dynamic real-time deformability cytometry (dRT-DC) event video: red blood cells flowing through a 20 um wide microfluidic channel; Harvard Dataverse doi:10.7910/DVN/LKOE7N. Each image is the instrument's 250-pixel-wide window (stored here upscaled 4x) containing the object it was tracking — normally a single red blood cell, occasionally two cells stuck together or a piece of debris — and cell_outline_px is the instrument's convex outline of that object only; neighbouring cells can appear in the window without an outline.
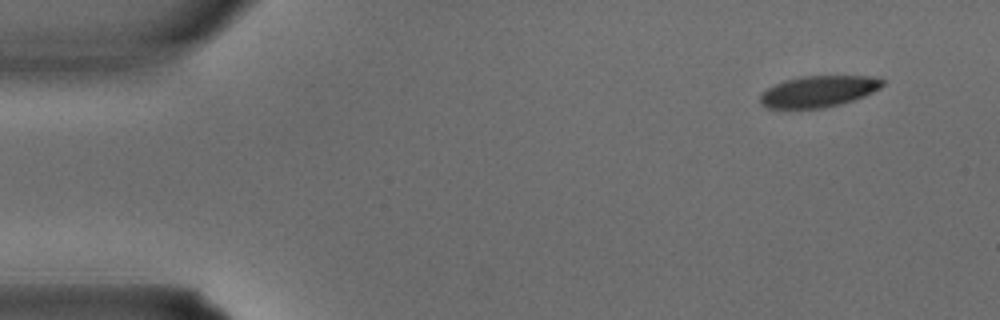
{"species": "common noctule bat (a hibernating species)", "species_latin": "Nyctalus noctula", "temperature_condition": "warm", "stored_images_in_passage": 3, "camera_frame_rate_fps": 3000, "um_per_image_px": 0.085, "animal": {"sex": "male", "body_mass_g": 15.6}, "frame": {"image": 1, "passage_image": 1, "time_ms": 0.0, "image_size_px": [1000, 320], "cell_outline_px": [[884, 84], [880, 88], [864, 96], [840, 104], [820, 108], [768, 108], [760, 104], [760, 96], [768, 88], [784, 80], [804, 76], [872, 76], [884, 80]], "centroid_in_image_um": [69.58, 7.76], "position_along_channel_um": 15.4, "area_um2": 22.08}}
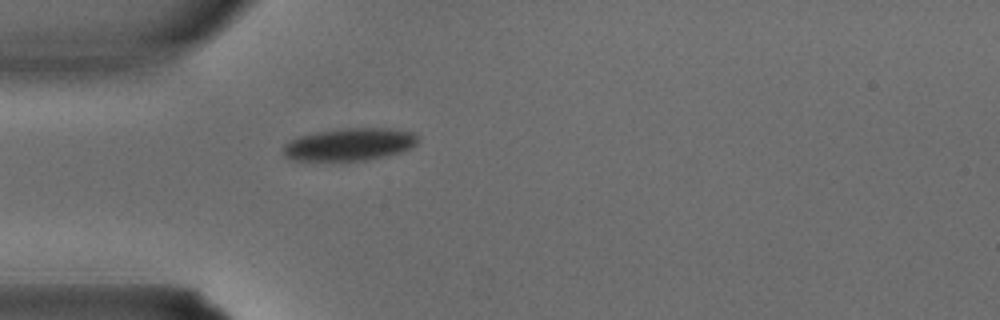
{"frame": {"image": 2, "passage_image": 3, "time_ms": 0.667, "image_size_px": [1000, 320], "cell_outline_px": [[420, 140], [412, 148], [388, 156], [364, 160], [292, 160], [284, 156], [284, 144], [300, 136], [316, 132], [344, 128], [392, 128], [416, 132], [420, 136]], "centroid_in_image_um": [29.8, 12.26], "position_along_channel_um": 55.2, "area_um2": 25.66}}